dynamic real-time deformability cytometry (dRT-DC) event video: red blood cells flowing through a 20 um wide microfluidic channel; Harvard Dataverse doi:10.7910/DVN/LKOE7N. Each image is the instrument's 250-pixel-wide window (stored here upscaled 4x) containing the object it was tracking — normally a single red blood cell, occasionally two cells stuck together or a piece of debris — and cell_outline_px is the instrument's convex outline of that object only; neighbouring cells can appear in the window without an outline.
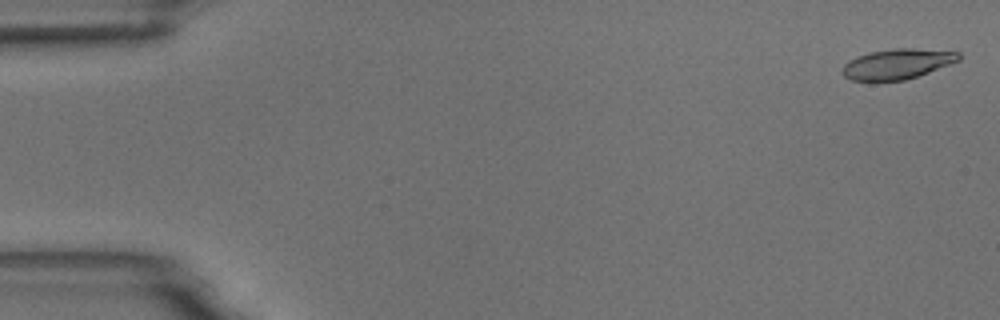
{"species": "common noctule bat (a hibernating species)", "species_latin": "Nyctalus noctula", "temperature_condition": "room temperature", "stored_images_in_passage": 5, "camera_frame_rate_fps": 3000, "um_per_image_px": 0.085, "animal": {"sex": "male", "body_mass_g": 18.8}, "frame": {"image": 1, "passage_image": 1, "time_ms": 0.0, "image_size_px": [1000, 320], "cell_outline_px": [[960, 60], [928, 72], [904, 80], [872, 84], [852, 80], [844, 76], [840, 72], [844, 64], [848, 60], [856, 56], [872, 52], [896, 48], [912, 48], [960, 52]], "centroid_in_image_um": [76.18, 5.48], "position_along_channel_um": 8.8, "area_um2": 20.98}}
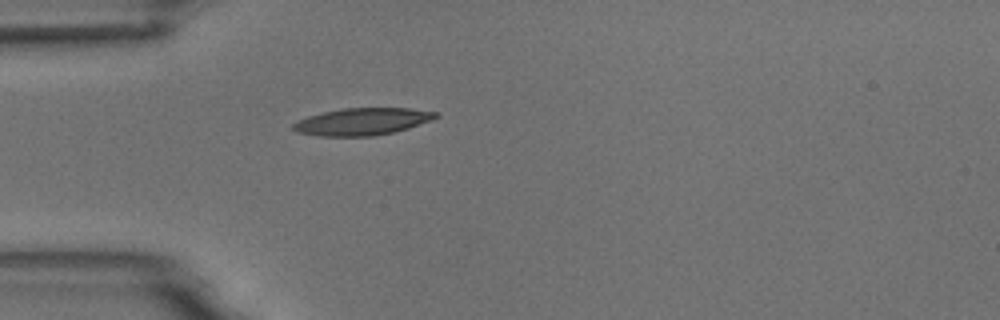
{"frame": {"image": 2, "passage_image": 5, "time_ms": 4.667, "image_size_px": [1000, 320], "cell_outline_px": [[440, 116], [432, 120], [408, 128], [392, 132], [372, 136], [320, 136], [300, 132], [292, 128], [292, 124], [308, 116], [324, 112], [344, 108], [408, 108], [436, 112]], "centroid_in_image_um": [30.82, 10.33], "position_along_channel_um": 54.2, "area_um2": 22.25}}